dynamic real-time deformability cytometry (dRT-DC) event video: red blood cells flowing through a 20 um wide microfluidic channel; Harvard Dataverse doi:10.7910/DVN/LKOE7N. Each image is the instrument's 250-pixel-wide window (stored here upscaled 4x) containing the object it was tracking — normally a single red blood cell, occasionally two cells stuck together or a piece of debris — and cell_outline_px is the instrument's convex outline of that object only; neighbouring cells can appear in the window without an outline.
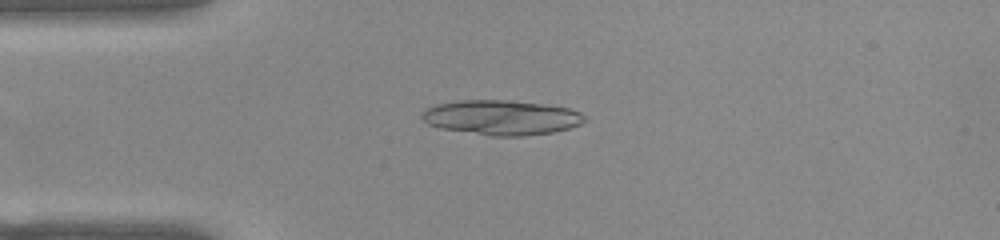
{"species": "common noctule bat (a hibernating species)", "species_latin": "Nyctalus noctula", "temperature_condition": "warm", "stored_images_in_passage": 40, "camera_frame_rate_fps": 3000, "um_per_image_px": 0.085, "animal": {"sex": "female", "body_mass_g": 22.0, "forearm_length_mm": 56.7}, "frame": {"image": 1, "passage_image": 1, "time_ms": 0.0, "image_size_px": [1000, 240], "cell_outline_px": [[588, 120], [580, 124], [568, 128], [552, 132], [520, 136], [492, 136], [440, 128], [428, 124], [420, 116], [428, 108], [436, 104], [460, 100], [508, 100], [540, 104], [568, 108], [580, 112]], "centroid_in_image_um": [42.62, 9.99], "position_along_channel_um": 42.4, "area_um2": 32.71}}